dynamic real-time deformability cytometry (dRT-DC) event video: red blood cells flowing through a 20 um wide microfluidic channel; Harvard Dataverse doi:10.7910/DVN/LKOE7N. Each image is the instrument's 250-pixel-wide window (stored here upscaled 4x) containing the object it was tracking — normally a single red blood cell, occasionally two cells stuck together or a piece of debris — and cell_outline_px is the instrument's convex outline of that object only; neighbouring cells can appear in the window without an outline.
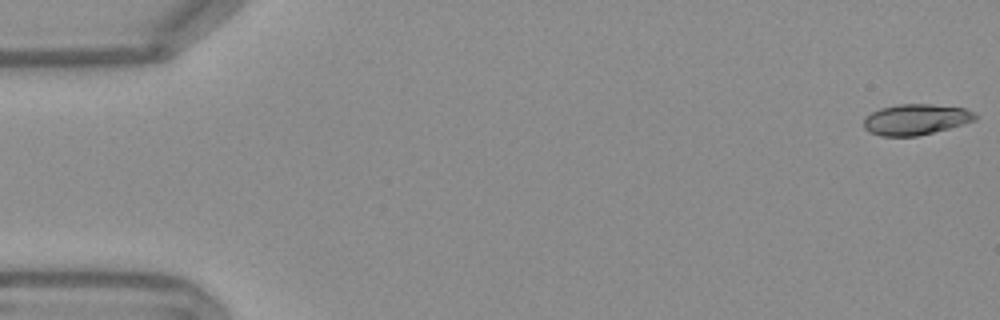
{"species": "Egyptian fruit bat (a non-hibernating species)", "species_latin": "Rousettus aegyptiacus", "temperature_condition": "warm", "stored_images_in_passage": 54, "camera_frame_rate_fps": 3000, "um_per_image_px": 0.085, "frame": {"image": 1, "passage_image": 1, "time_ms": 0.0, "image_size_px": [1000, 320], "cell_outline_px": [[976, 120], [964, 124], [916, 136], [880, 136], [868, 132], [864, 128], [864, 116], [880, 108], [896, 104], [932, 104], [964, 108], [972, 112], [976, 116]], "centroid_in_image_um": [77.79, 10.15], "position_along_channel_um": 7.2, "area_um2": 20.0}}
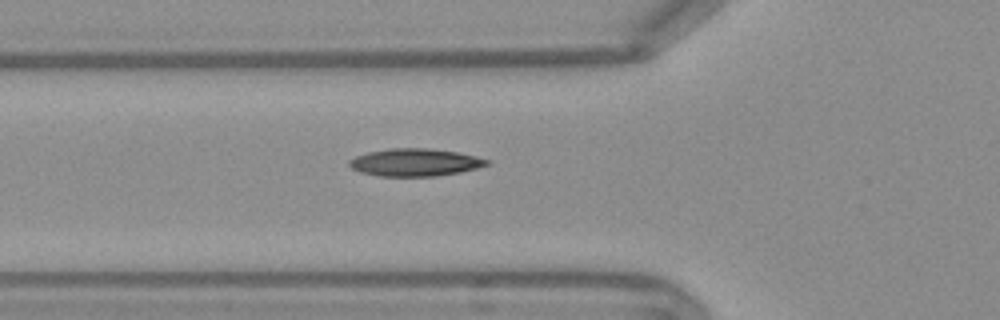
{"frame": {"image": 2, "passage_image": 19, "time_ms": 6.0, "image_size_px": [1000, 320], "cell_outline_px": [[492, 164], [460, 172], [436, 176], [380, 176], [360, 172], [352, 168], [348, 164], [348, 160], [356, 156], [368, 152], [388, 148], [428, 148], [456, 152], [476, 156], [492, 160]], "centroid_in_image_um": [35.3, 13.8], "position_along_channel_um": 90.5, "area_um2": 22.2}}
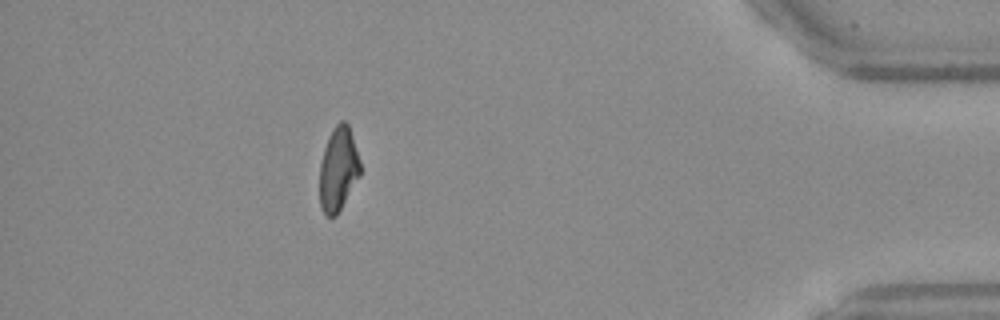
{"frame": {"image": 3, "passage_image": 48, "time_ms": 15.667, "image_size_px": [1000, 320], "cell_outline_px": [[360, 176], [336, 216], [328, 216], [320, 208], [320, 164], [324, 148], [328, 136], [332, 128], [340, 120], [344, 120], [348, 124], [360, 160]], "centroid_in_image_um": [28.75, 14.35], "position_along_channel_um": 406.5, "area_um2": 19.83}, "authors_computed_cell_mechanics": {"area_um2": 20.7502, "velocity_mm_per_s": 3.7924, "shape_relaxation_time_tau1_ms": 8.0967, "shape_relaxation_time_tau2_ms": 4.2442, "deformation_change_tau1": 0.2069, "deformation_change_tau2": 0.1095}}